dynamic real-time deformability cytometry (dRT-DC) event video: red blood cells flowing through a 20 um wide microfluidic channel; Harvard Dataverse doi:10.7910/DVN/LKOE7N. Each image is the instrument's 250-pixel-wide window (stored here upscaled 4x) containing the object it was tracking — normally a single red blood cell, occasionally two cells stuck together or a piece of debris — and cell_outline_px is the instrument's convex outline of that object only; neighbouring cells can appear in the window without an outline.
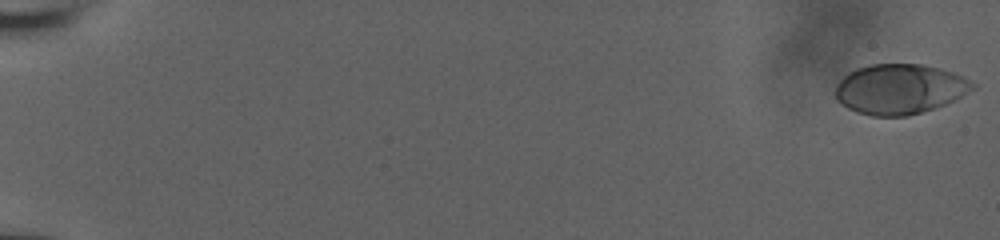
{"species": "human", "species_latin": "Homo sapiens", "temperature_condition": "room temperature", "stored_images_in_passage": 57, "camera_frame_rate_fps": 3000, "um_per_image_px": 0.085, "donor": {"sex": "male"}, "frame": {"image": 1, "passage_image": 1, "time_ms": 0.0, "image_size_px": [1000, 240], "cell_outline_px": [[976, 88], [936, 108], [908, 116], [872, 116], [856, 112], [848, 108], [836, 100], [836, 84], [848, 72], [856, 68], [868, 64], [920, 64], [940, 68], [964, 76], [976, 84]], "centroid_in_image_um": [76.46, 7.57], "position_along_channel_um": 8.5, "area_um2": 40.17}}
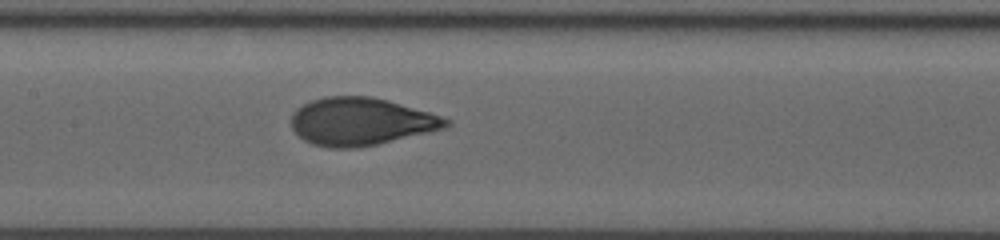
{"frame": {"image": 2, "passage_image": 31, "time_ms": 10.0, "image_size_px": [1000, 240], "cell_outline_px": [[452, 124], [444, 128], [428, 132], [376, 144], [356, 148], [328, 148], [312, 144], [304, 140], [292, 128], [292, 112], [296, 108], [312, 100], [324, 96], [372, 96], [388, 100], [428, 112], [452, 120]], "centroid_in_image_um": [30.65, 10.33], "position_along_channel_um": 176.7, "area_um2": 42.83}}
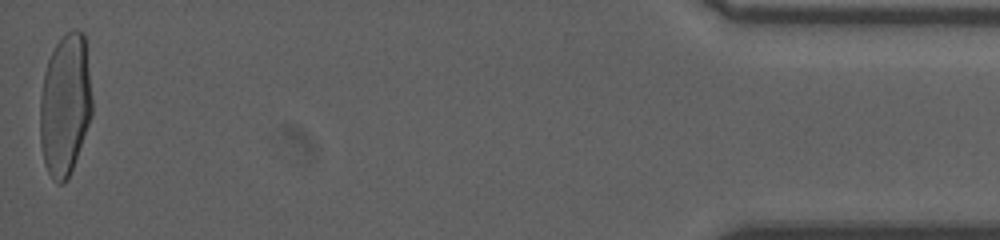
{"frame": {"image": 3, "passage_image": 57, "time_ms": 18.667, "image_size_px": [1000, 240], "cell_outline_px": [[92, 116], [72, 168], [64, 184], [56, 184], [52, 180], [44, 164], [40, 144], [40, 96], [44, 72], [48, 60], [56, 44], [68, 32], [76, 28], [84, 32], [92, 100]], "centroid_in_image_um": [5.52, 8.94], "position_along_channel_um": 429.7, "area_um2": 43.06}, "authors_computed_cell_mechanics": {"area_um2": 41.7316, "velocity_mm_per_s": 3.8596, "shape_relaxation_time_tau1_ms": 4.1787, "shape_relaxation_time_tau2_ms": null, "deformation_change_tau1": 0.2067, "deformation_change_tau2": null}}